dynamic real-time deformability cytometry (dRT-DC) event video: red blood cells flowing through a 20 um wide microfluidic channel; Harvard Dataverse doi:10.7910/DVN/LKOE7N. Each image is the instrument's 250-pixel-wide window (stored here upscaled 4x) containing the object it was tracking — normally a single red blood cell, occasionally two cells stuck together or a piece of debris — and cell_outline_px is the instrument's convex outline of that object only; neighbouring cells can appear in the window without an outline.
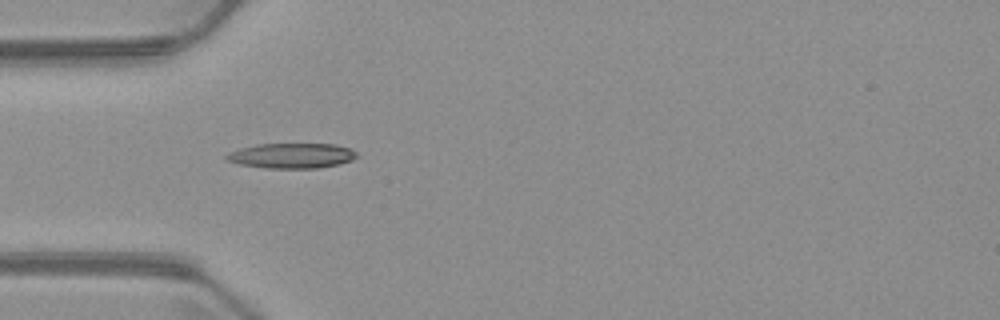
{"species": "common noctule bat (a hibernating species)", "species_latin": "Nyctalus noctula", "temperature_condition": "warm", "stored_images_in_passage": 6, "camera_frame_rate_fps": 3000, "um_per_image_px": 0.085, "animal": {"sex": "male", "body_mass_g": 23.1, "forearm_length_mm": 52.7}, "frame": {"image": 1, "passage_image": 4, "time_ms": 4.333, "image_size_px": [1000, 320], "cell_outline_px": [[356, 156], [352, 160], [340, 164], [316, 168], [268, 168], [240, 164], [228, 160], [224, 156], [228, 152], [240, 148], [256, 144], [336, 144], [352, 148], [356, 152]], "centroid_in_image_um": [24.81, 13.22], "position_along_channel_um": 60.2, "area_um2": 19.07}}
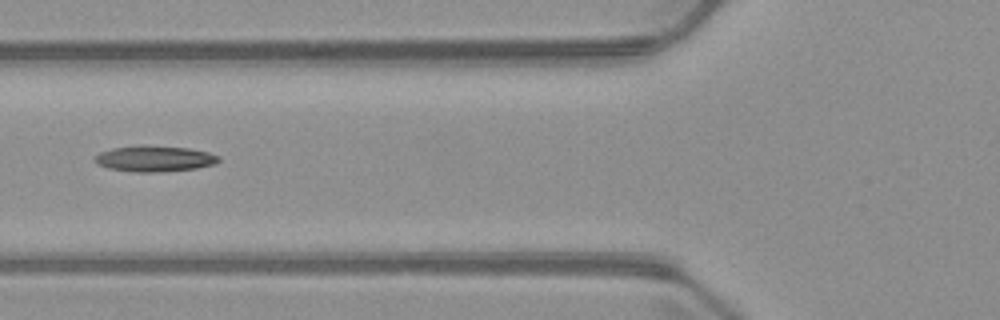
{"frame": {"image": 2, "passage_image": 5, "time_ms": 5.667, "image_size_px": [1000, 320], "cell_outline_px": [[220, 160], [216, 164], [196, 168], [164, 172], [136, 172], [108, 168], [96, 164], [92, 160], [92, 156], [100, 152], [112, 148], [140, 144], [144, 144], [188, 148], [208, 152], [220, 156]], "centroid_in_image_um": [13.09, 13.47], "position_along_channel_um": 112.7, "area_um2": 19.19}}
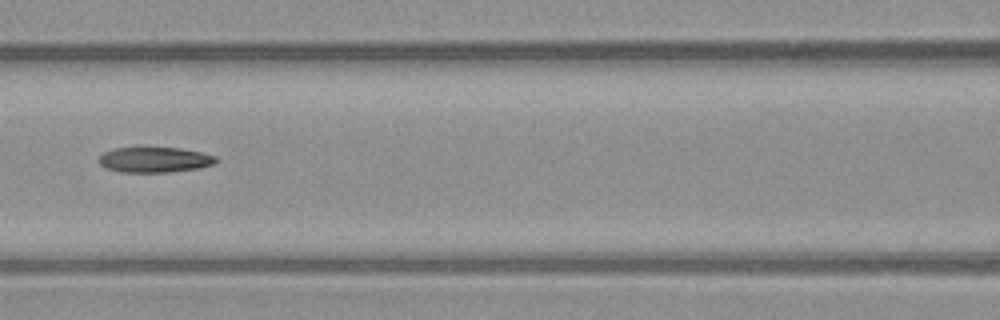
{"frame": {"image": 3, "passage_image": 6, "time_ms": 6.667, "image_size_px": [1000, 320], "cell_outline_px": [[216, 164], [196, 168], [168, 172], [120, 172], [108, 168], [100, 164], [100, 156], [104, 152], [112, 148], [140, 144], [144, 144], [180, 148], [200, 152], [216, 156]], "centroid_in_image_um": [13.1, 13.51], "position_along_channel_um": 153.5, "area_um2": 18.09}}